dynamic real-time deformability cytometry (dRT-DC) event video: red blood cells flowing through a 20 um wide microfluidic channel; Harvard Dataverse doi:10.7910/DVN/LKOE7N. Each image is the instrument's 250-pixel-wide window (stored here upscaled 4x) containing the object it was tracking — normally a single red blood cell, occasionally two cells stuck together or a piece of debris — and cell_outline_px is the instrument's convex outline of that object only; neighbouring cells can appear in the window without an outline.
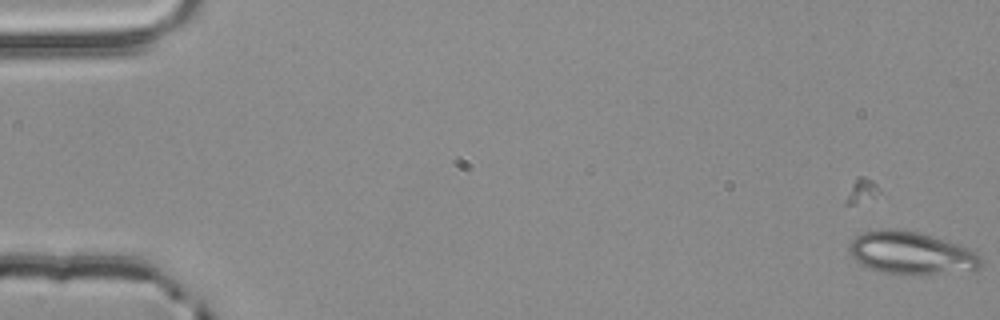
{"species": "common noctule bat (a hibernating species)", "species_latin": "Nyctalus noctula", "temperature_condition": "room temperature", "stored_images_in_passage": 6, "camera_frame_rate_fps": 3000, "um_per_image_px": 0.085, "animal": {"sex": "male", "body_mass_g": 20.4}, "frame": {"image": 1, "passage_image": 2, "time_ms": 0.333, "image_size_px": [1000, 320], "cell_outline_px": [[980, 264], [976, 268], [916, 276], [908, 276], [880, 272], [868, 268], [856, 260], [848, 252], [848, 244], [856, 236], [864, 232], [880, 228], [900, 228], [932, 236], [960, 244], [976, 252], [980, 256]], "centroid_in_image_um": [77.37, 21.5], "position_along_channel_um": 7.6, "area_um2": 32.95}}